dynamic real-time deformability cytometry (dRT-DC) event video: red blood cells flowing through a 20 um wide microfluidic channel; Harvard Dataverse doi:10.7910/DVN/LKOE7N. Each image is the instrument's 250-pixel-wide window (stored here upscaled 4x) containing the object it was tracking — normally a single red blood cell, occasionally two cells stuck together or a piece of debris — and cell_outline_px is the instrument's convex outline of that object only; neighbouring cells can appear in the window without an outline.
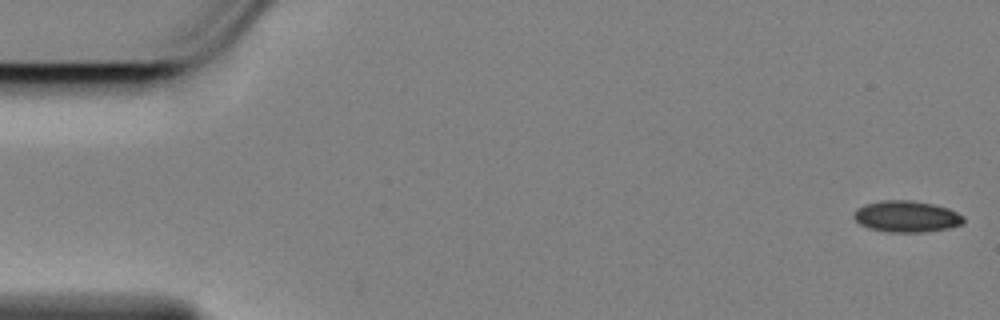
{"species": "Egyptian fruit bat (a non-hibernating species)", "species_latin": "Rousettus aegyptiacus", "temperature_condition": "cold", "stored_images_in_passage": 9, "camera_frame_rate_fps": 3000, "um_per_image_px": 0.085, "animal": {"sex": "female"}, "frame": {"image": 1, "passage_image": 1, "time_ms": 0.0, "image_size_px": [1000, 320], "cell_outline_px": [[964, 220], [960, 224], [948, 228], [924, 232], [884, 232], [868, 228], [860, 224], [856, 220], [856, 208], [864, 204], [884, 200], [912, 200], [932, 204], [948, 208], [964, 216]], "centroid_in_image_um": [77.05, 18.4], "position_along_channel_um": 8.0, "area_um2": 19.94}}